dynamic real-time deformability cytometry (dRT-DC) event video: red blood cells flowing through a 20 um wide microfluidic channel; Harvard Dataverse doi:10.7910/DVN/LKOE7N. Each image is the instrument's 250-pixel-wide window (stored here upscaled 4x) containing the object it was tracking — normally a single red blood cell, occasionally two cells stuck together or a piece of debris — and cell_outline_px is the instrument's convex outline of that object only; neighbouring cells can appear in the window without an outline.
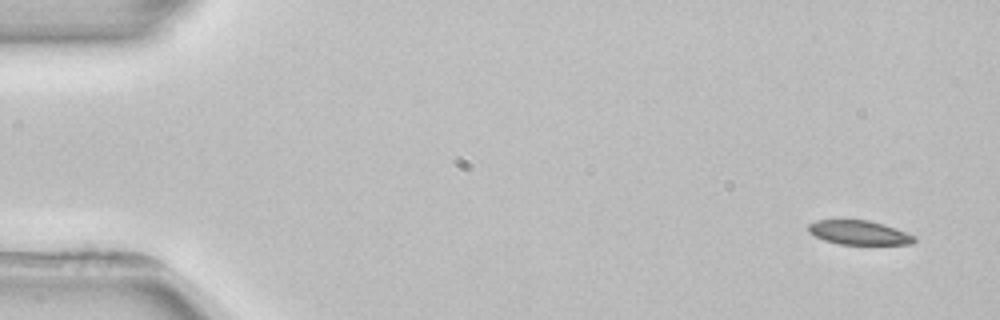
{"species": "common noctule bat (a hibernating species)", "species_latin": "Nyctalus noctula", "temperature_condition": "room temperature", "stored_images_in_passage": 6, "segment_of_instrument_passage": [1, 2], "camera_frame_rate_fps": 3000, "um_per_image_px": 0.085, "animal": {"sex": "female", "body_mass_g": 22.7, "forearm_length_mm": 54.2}, "frame": {"image": 1, "passage_image": 1, "time_ms": 0.0, "image_size_px": [1000, 320], "cell_outline_px": [[916, 240], [912, 244], [840, 244], [824, 240], [808, 232], [808, 224], [816, 220], [868, 220], [884, 224], [896, 228], [916, 236]], "centroid_in_image_um": [73.03, 19.77], "position_along_channel_um": 12.0, "area_um2": 14.91}}
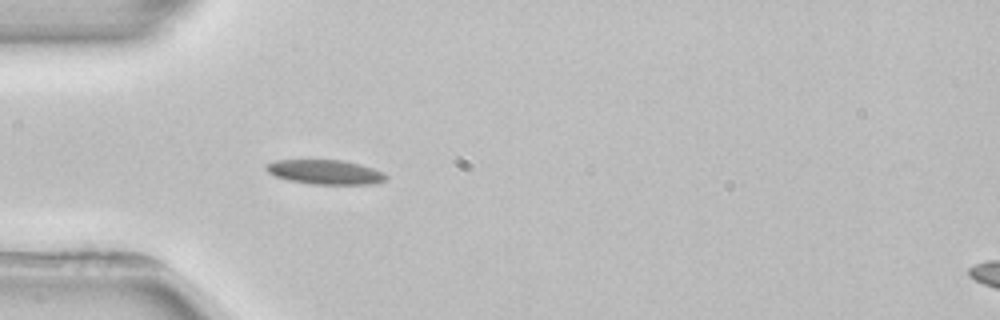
{"frame": {"image": 2, "passage_image": 4, "time_ms": 4.333, "image_size_px": [1000, 320], "cell_outline_px": [[388, 180], [372, 184], [312, 184], [288, 180], [276, 176], [268, 172], [264, 168], [264, 164], [276, 160], [344, 160], [360, 164], [384, 172], [388, 176]], "centroid_in_image_um": [27.65, 14.62], "position_along_channel_um": 57.3, "area_um2": 17.22}}